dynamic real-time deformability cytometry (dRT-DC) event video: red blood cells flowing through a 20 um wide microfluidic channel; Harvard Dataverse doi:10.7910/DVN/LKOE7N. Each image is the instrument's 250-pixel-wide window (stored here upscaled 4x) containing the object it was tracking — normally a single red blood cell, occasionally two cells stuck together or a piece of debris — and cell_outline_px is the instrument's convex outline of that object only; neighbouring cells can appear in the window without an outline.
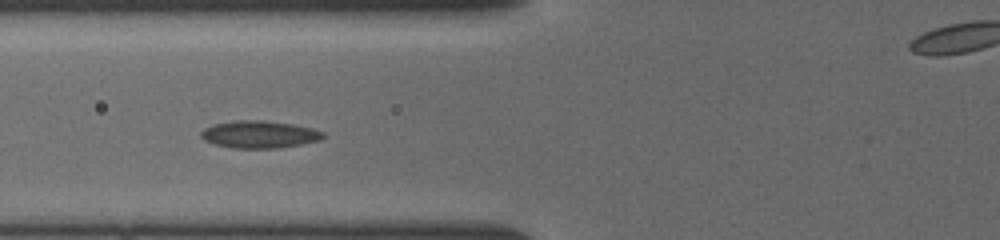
{"species": "common noctule bat (a hibernating species)", "species_latin": "Nyctalus noctula", "temperature_condition": "cold", "stored_images_in_passage": 25, "camera_frame_rate_fps": 3000, "um_per_image_px": 0.085, "animal": {"sex": "female", "body_mass_g": 19.5, "forearm_length_mm": 54.1}, "frame": {"image": 1, "passage_image": 7, "time_ms": 3.0, "image_size_px": [1000, 240], "cell_outline_px": [[328, 136], [320, 140], [300, 144], [276, 148], [232, 148], [212, 144], [204, 140], [200, 136], [200, 132], [204, 128], [212, 124], [236, 120], [264, 120], [292, 124], [312, 128], [324, 132]], "centroid_in_image_um": [22.03, 11.42], "position_along_channel_um": 103.8, "area_um2": 19.65}}
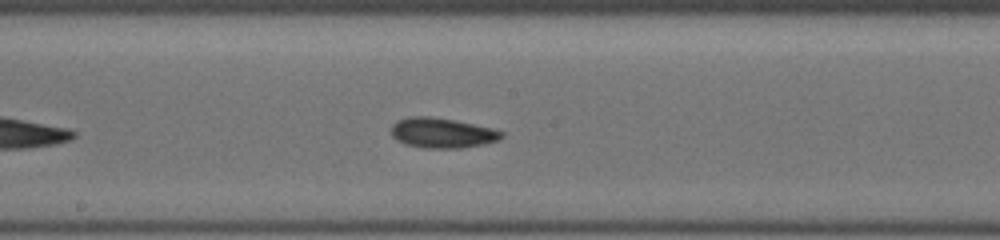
{"frame": {"image": 2, "passage_image": 12, "time_ms": 5.667, "image_size_px": [1000, 240], "cell_outline_px": [[504, 136], [500, 140], [484, 144], [460, 148], [424, 148], [404, 144], [396, 140], [392, 136], [392, 124], [396, 120], [412, 116], [428, 116], [452, 120], [492, 128], [504, 132]], "centroid_in_image_um": [37.57, 11.31], "position_along_channel_um": 210.6, "area_um2": 19.36}}
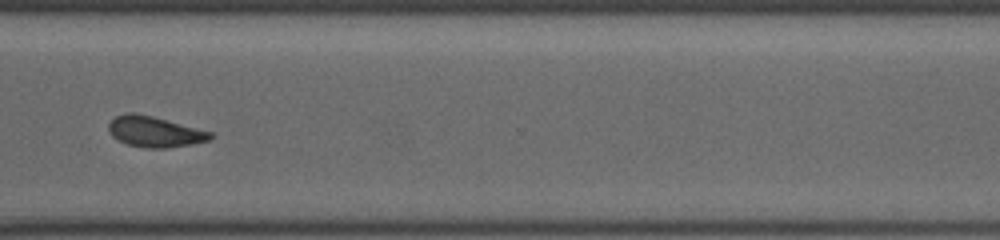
{"frame": {"image": 3, "passage_image": 18, "time_ms": 9.333, "image_size_px": [1000, 240], "cell_outline_px": [[212, 140], [192, 144], [168, 148], [144, 148], [128, 144], [116, 140], [112, 136], [108, 128], [108, 124], [116, 116], [128, 112], [132, 112], [152, 116], [212, 132]], "centroid_in_image_um": [13.14, 11.21], "position_along_channel_um": 357.5, "area_um2": 18.21}}